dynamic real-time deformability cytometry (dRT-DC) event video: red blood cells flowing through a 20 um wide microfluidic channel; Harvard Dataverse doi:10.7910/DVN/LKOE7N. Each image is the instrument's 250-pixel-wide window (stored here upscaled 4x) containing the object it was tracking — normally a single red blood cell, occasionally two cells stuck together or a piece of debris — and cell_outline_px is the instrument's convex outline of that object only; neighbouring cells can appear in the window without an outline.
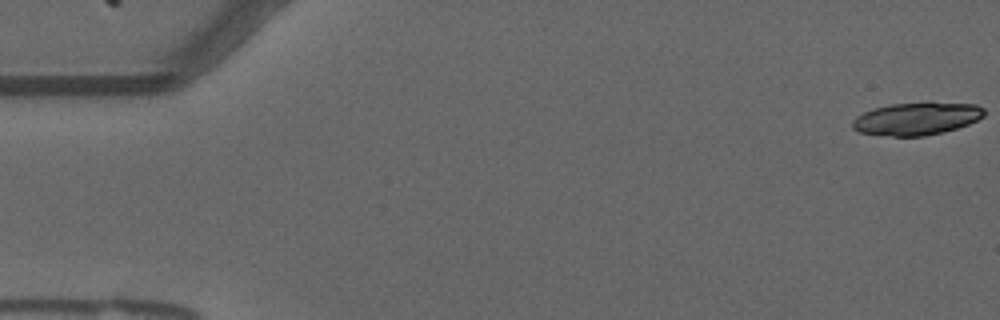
{"species": "common noctule bat (a hibernating species)", "species_latin": "Nyctalus noctula", "temperature_condition": "warm", "stored_images_in_passage": 16, "camera_frame_rate_fps": 3000, "um_per_image_px": 0.085, "animal": {"sex": "male", "forearm_length_mm": 52.5}, "frame": {"image": 1, "passage_image": 1, "time_ms": 0.0, "image_size_px": [1000, 320], "cell_outline_px": [[984, 116], [968, 124], [956, 128], [924, 136], [892, 136], [860, 132], [852, 128], [852, 120], [856, 116], [864, 112], [876, 108], [892, 104], [928, 100], [976, 104], [984, 108]], "centroid_in_image_um": [77.94, 10.04], "position_along_channel_um": 7.1, "area_um2": 25.43}}